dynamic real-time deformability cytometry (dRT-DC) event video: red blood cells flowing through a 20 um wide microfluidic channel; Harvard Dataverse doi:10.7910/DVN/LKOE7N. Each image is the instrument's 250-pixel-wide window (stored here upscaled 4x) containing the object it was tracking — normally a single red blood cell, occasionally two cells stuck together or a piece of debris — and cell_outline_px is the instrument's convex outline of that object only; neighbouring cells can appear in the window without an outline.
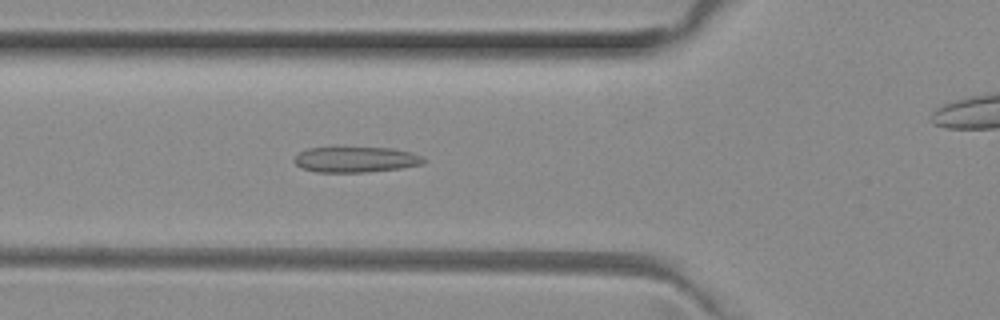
{"species": "common noctule bat (a hibernating species)", "species_latin": "Nyctalus noctula", "temperature_condition": "room temperature", "stored_images_in_passage": 51, "camera_frame_rate_fps": 3000, "um_per_image_px": 0.085, "animal": {"sex": "female", "body_mass_g": 29.2, "forearm_length_mm": 56.3}, "frame": {"image": 1, "passage_image": 17, "time_ms": 5.333, "image_size_px": [1000, 320], "cell_outline_px": [[428, 160], [424, 164], [400, 168], [364, 172], [316, 172], [300, 168], [292, 160], [300, 152], [308, 148], [392, 148], [412, 152], [424, 156]], "centroid_in_image_um": [30.28, 13.56], "position_along_channel_um": 95.5, "area_um2": 19.36}}
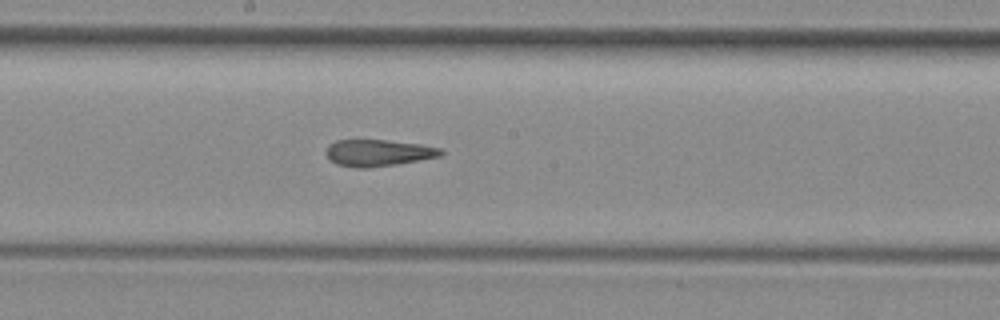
{"frame": {"image": 2, "passage_image": 26, "time_ms": 8.333, "image_size_px": [1000, 320], "cell_outline_px": [[444, 152], [440, 156], [420, 160], [396, 164], [368, 168], [356, 168], [336, 164], [324, 152], [328, 144], [336, 140], [388, 140], [420, 144], [440, 148]], "centroid_in_image_um": [32.12, 12.99], "position_along_channel_um": 216.1, "area_um2": 17.86}}
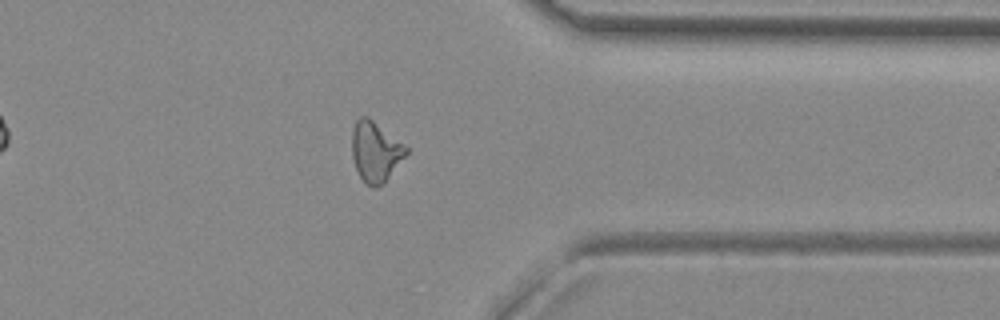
{"frame": {"image": 3, "passage_image": 39, "time_ms": 12.667, "image_size_px": [1000, 320], "cell_outline_px": [[408, 152], [384, 184], [376, 188], [372, 188], [360, 176], [356, 168], [352, 156], [352, 132], [356, 120], [360, 116], [368, 116], [408, 148]], "centroid_in_image_um": [31.91, 12.9], "position_along_channel_um": 379.5, "area_um2": 18.84}, "authors_computed_cell_mechanics": {"area_um2": 18.9584, "velocity_mm_per_s": 3.9943, "shape_relaxation_time_tau1_ms": null, "shape_relaxation_time_tau2_ms": 2.4486, "deformation_change_tau1": null, "deformation_change_tau2": 0.1259}}